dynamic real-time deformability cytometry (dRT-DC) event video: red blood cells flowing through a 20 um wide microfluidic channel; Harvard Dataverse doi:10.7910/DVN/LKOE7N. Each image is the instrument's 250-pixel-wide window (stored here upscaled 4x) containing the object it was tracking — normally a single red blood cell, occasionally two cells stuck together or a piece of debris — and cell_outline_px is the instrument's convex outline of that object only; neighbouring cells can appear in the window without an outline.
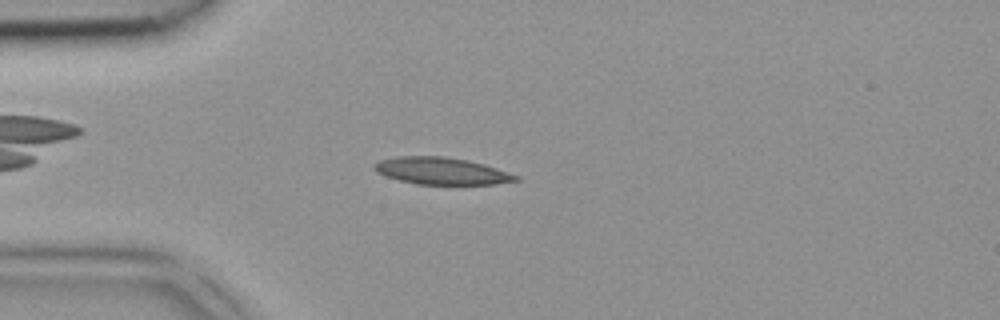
{"species": "common noctule bat (a hibernating species)", "species_latin": "Nyctalus noctula", "temperature_condition": "room temperature", "stored_images_in_passage": 2, "camera_frame_rate_fps": 3000, "um_per_image_px": 0.085, "animal": {"sex": "female", "body_mass_g": 18.4}, "frame": {"image": 1, "passage_image": 1, "time_ms": 0.0, "image_size_px": [1000, 320], "cell_outline_px": [[520, 180], [492, 184], [416, 184], [400, 180], [376, 172], [372, 168], [372, 164], [380, 160], [396, 156], [444, 156], [468, 160], [484, 164], [520, 176]], "centroid_in_image_um": [37.51, 14.52], "position_along_channel_um": 47.5, "area_um2": 22.25}}